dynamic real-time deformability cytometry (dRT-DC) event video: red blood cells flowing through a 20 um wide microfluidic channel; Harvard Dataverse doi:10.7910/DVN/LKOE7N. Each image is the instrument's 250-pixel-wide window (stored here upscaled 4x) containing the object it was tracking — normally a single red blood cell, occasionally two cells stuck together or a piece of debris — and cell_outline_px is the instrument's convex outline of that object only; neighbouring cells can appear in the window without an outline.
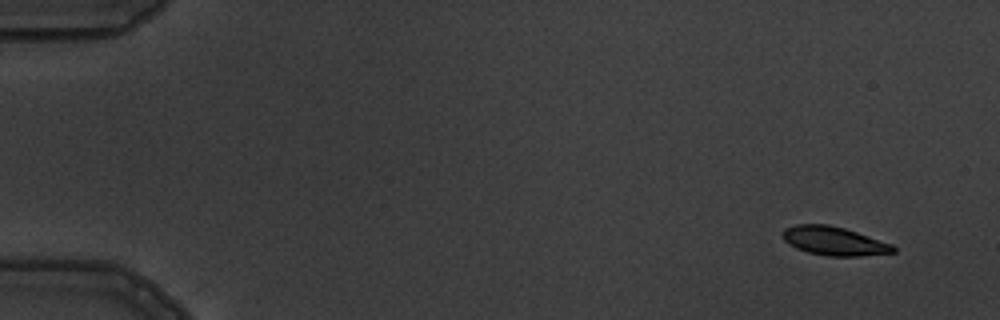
{"species": "common noctule bat (a hibernating species)", "species_latin": "Nyctalus noctula", "temperature_condition": "warm", "stored_images_in_passage": 6, "camera_frame_rate_fps": 3000, "um_per_image_px": 0.085, "animal": {"sex": "male", "body_mass_g": 19.5, "forearm_length_mm": 54.6}, "frame": {"image": 1, "passage_image": 1, "time_ms": 0.0, "image_size_px": [1000, 320], "cell_outline_px": [[896, 252], [860, 256], [828, 256], [808, 252], [796, 248], [788, 244], [784, 240], [784, 228], [796, 224], [828, 224], [844, 228], [892, 244], [896, 248]], "centroid_in_image_um": [70.89, 20.49], "position_along_channel_um": 14.1, "area_um2": 18.38}}
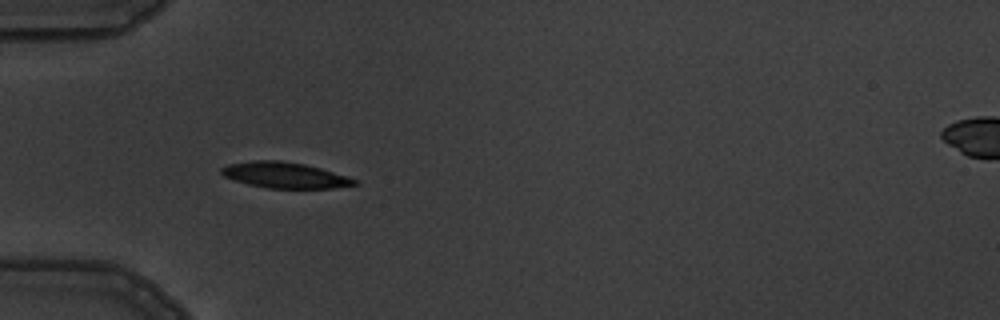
{"frame": {"image": 2, "passage_image": 5, "time_ms": 4.667, "image_size_px": [1000, 320], "cell_outline_px": [[360, 184], [332, 188], [268, 188], [248, 184], [224, 176], [220, 172], [220, 168], [228, 164], [252, 160], [280, 160], [304, 164], [320, 168], [356, 180]], "centroid_in_image_um": [24.17, 14.88], "position_along_channel_um": 60.8, "area_um2": 19.83}}